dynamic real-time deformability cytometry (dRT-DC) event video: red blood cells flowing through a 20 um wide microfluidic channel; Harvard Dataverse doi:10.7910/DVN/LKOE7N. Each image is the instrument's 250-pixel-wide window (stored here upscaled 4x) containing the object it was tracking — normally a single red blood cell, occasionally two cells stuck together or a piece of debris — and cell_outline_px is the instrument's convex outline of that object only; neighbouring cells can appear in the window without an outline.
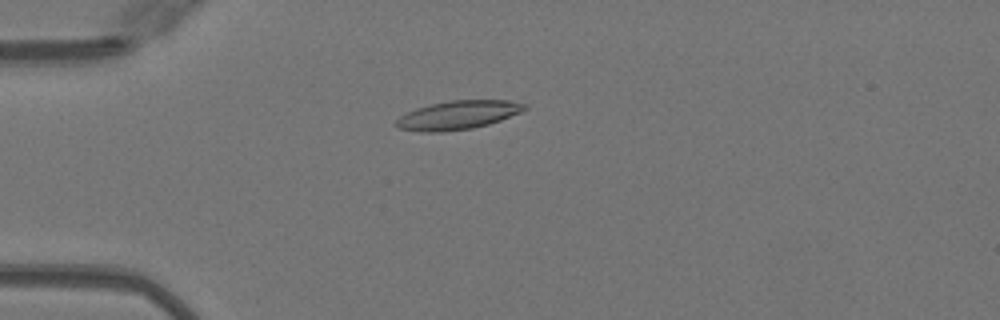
{"species": "Egyptian fruit bat (a non-hibernating species)", "species_latin": "Rousettus aegyptiacus", "temperature_condition": "warm", "stored_images_in_passage": 37, "camera_frame_rate_fps": 3000, "um_per_image_px": 0.085, "animal": {"sex": "female"}, "frame": {"image": 1, "passage_image": 6, "time_ms": 1.667, "image_size_px": [1000, 320], "cell_outline_px": [[528, 108], [520, 112], [500, 120], [488, 124], [472, 128], [444, 132], [420, 132], [396, 128], [396, 120], [400, 116], [416, 108], [432, 104], [452, 100], [508, 100], [528, 104]], "centroid_in_image_um": [38.92, 9.78], "position_along_channel_um": 46.1, "area_um2": 21.44}}
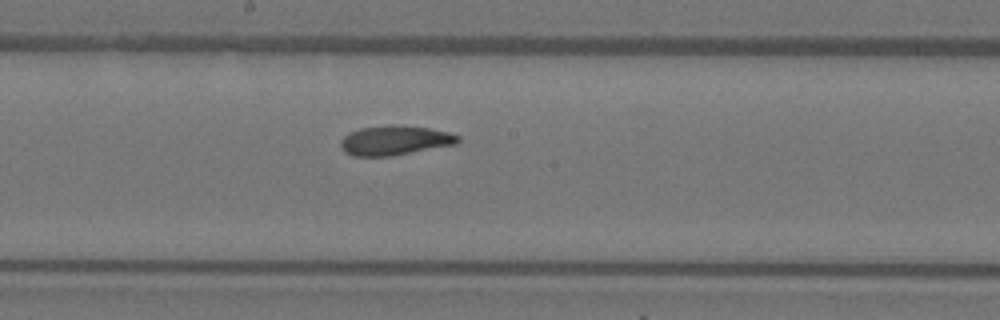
{"frame": {"image": 2, "passage_image": 20, "time_ms": 6.333, "image_size_px": [1000, 320], "cell_outline_px": [[460, 140], [456, 144], [392, 156], [352, 156], [344, 152], [340, 148], [340, 140], [348, 132], [360, 128], [388, 124], [396, 124], [428, 128], [448, 132], [460, 136]], "centroid_in_image_um": [33.52, 11.92], "position_along_channel_um": 214.7, "area_um2": 20.46}}
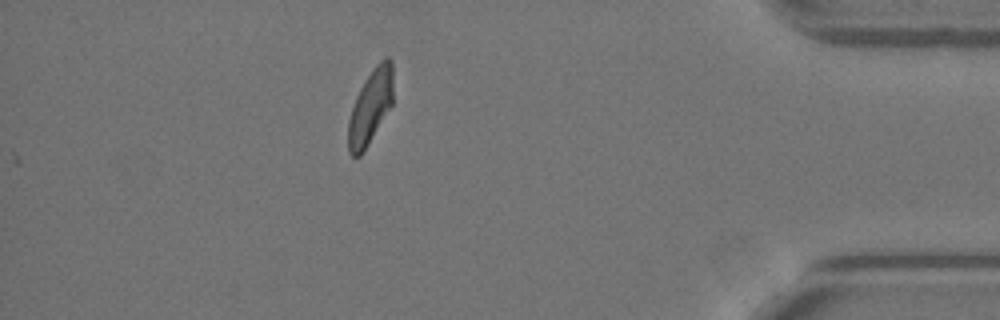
{"frame": {"image": 3, "passage_image": 37, "time_ms": 12.0, "image_size_px": [1000, 320], "cell_outline_px": [[392, 104], [368, 144], [360, 156], [352, 156], [348, 152], [348, 120], [356, 96], [364, 80], [372, 68], [384, 56], [388, 56], [392, 60]], "centroid_in_image_um": [31.48, 9.04], "position_along_channel_um": 403.7, "area_um2": 19.36}, "authors_computed_cell_mechanics": {"area_um2": 20.4034, "velocity_mm_per_s": 4.0642, "shape_relaxation_time_tau1_ms": 7.6078, "shape_relaxation_time_tau2_ms": 2.084, "deformation_change_tau1": 0.2317, "deformation_change_tau2": 0.0901}}